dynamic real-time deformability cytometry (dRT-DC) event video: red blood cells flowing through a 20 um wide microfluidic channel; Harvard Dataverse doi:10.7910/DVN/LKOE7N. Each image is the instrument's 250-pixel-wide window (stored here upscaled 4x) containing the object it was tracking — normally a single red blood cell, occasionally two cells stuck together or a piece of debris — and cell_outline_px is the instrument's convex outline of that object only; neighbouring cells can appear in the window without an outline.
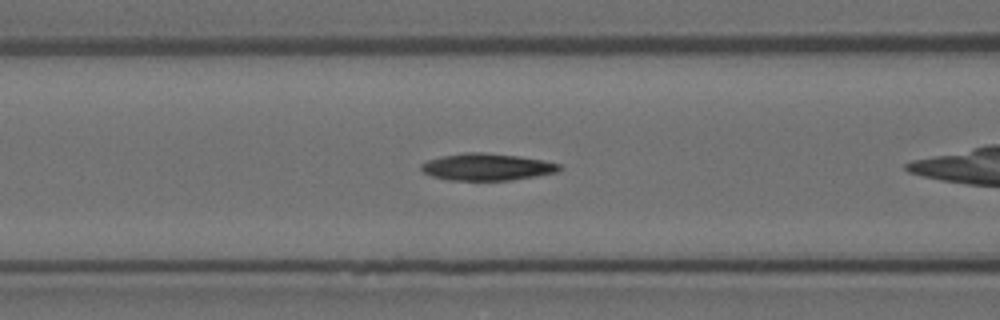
{"species": "Egyptian fruit bat (a non-hibernating species)", "species_latin": "Rousettus aegyptiacus", "temperature_condition": "room temperature", "stored_images_in_passage": 43, "camera_frame_rate_fps": 3000, "um_per_image_px": 0.085, "animal": {"sex": "female"}, "frame": {"image": 1, "passage_image": 7, "time_ms": 2.0, "image_size_px": [1000, 320], "cell_outline_px": [[560, 168], [556, 172], [536, 176], [512, 180], [448, 180], [432, 176], [424, 172], [420, 168], [420, 164], [428, 160], [440, 156], [464, 152], [484, 152], [516, 156], [544, 160], [560, 164]], "centroid_in_image_um": [41.35, 14.18], "position_along_channel_um": 125.2, "area_um2": 21.68}}
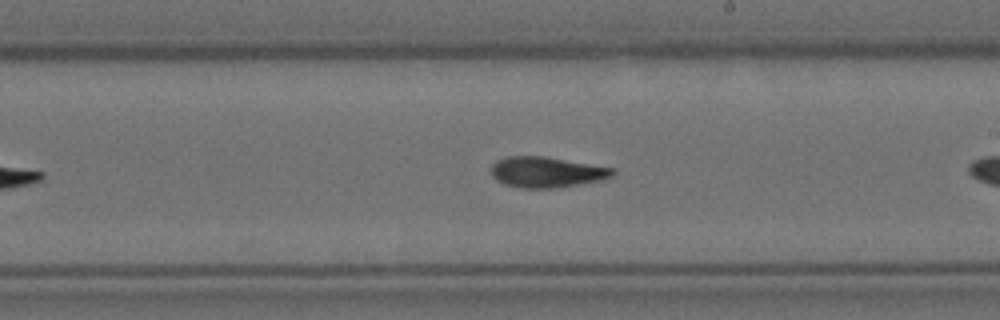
{"frame": {"image": 2, "passage_image": 17, "time_ms": 5.333, "image_size_px": [1000, 320], "cell_outline_px": [[616, 172], [612, 176], [604, 180], [556, 188], [520, 188], [504, 184], [496, 180], [492, 176], [492, 164], [496, 160], [508, 156], [544, 156], [612, 168]], "centroid_in_image_um": [46.44, 14.64], "position_along_channel_um": 242.6, "area_um2": 21.73}}
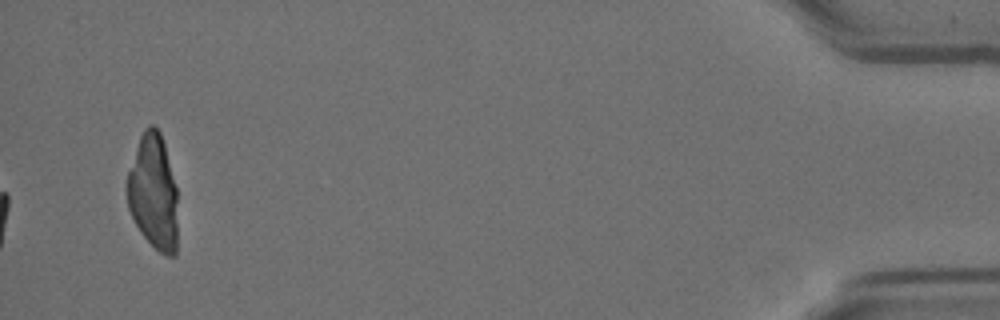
{"frame": {"image": 3, "passage_image": 43, "time_ms": 14.0, "image_size_px": [1000, 320], "cell_outline_px": [[176, 256], [164, 256], [140, 232], [128, 208], [128, 172], [140, 136], [144, 128], [148, 124], [152, 124], [160, 132], [164, 144], [176, 188]], "centroid_in_image_um": [13.03, 16.34], "position_along_channel_um": 422.2, "area_um2": 33.41}, "authors_computed_cell_mechanics": {"area_um2": 21.6172, "velocity_mm_per_s": 3.5156, "shape_relaxation_time_tau1_ms": null, "shape_relaxation_time_tau2_ms": 2.9138, "deformation_change_tau1": null, "deformation_change_tau2": 0.09}}